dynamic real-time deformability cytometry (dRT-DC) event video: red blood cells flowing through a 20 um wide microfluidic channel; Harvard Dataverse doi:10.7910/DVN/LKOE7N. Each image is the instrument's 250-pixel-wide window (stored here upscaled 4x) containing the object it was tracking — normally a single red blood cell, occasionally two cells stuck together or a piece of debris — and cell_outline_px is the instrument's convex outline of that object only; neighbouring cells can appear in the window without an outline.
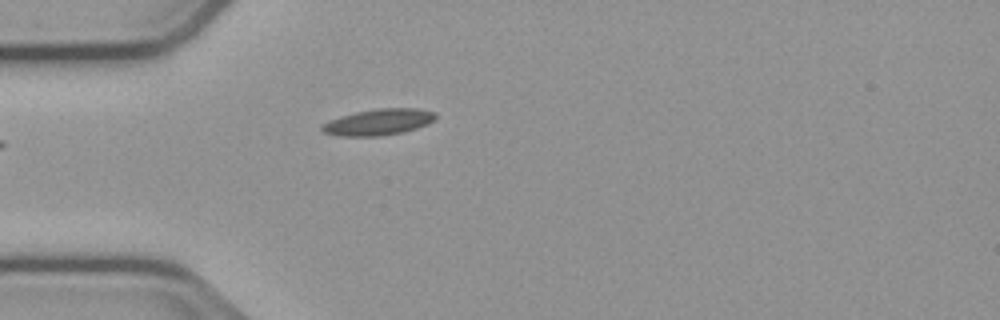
{"species": "common noctule bat (a hibernating species)", "species_latin": "Nyctalus noctula", "temperature_condition": "cold", "stored_images_in_passage": 25, "camera_frame_rate_fps": 3000, "um_per_image_px": 0.085, "animal": {"sex": "male", "body_mass_g": 23.1, "forearm_length_mm": 52.7}, "frame": {"image": 1, "passage_image": 1, "time_ms": 0.0, "image_size_px": [1000, 320], "cell_outline_px": [[436, 116], [428, 124], [416, 128], [400, 132], [380, 136], [340, 136], [324, 132], [320, 128], [328, 120], [340, 116], [356, 112], [376, 108], [416, 108], [436, 112]], "centroid_in_image_um": [32.16, 10.36], "position_along_channel_um": 52.8, "area_um2": 17.22}}